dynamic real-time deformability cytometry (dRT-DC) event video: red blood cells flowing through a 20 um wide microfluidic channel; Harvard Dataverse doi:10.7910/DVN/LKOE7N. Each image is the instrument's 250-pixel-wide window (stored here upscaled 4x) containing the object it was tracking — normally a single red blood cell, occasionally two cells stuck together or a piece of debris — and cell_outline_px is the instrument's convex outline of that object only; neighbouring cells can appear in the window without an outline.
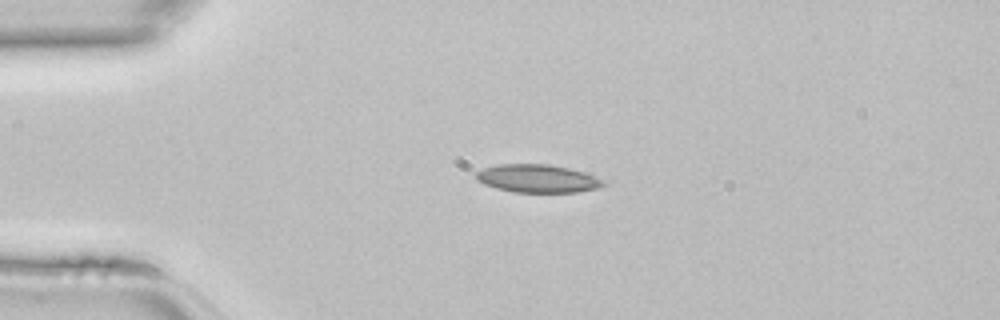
{"species": "common noctule bat (a hibernating species)", "species_latin": "Nyctalus noctula", "temperature_condition": "room temperature", "stored_images_in_passage": 44, "camera_frame_rate_fps": 3000, "um_per_image_px": 0.085, "animal": {"sex": "female", "body_mass_g": 22.7, "forearm_length_mm": 54.2}, "frame": {"image": 1, "passage_image": 10, "time_ms": 3.0, "image_size_px": [1000, 320], "cell_outline_px": [[608, 184], [600, 188], [576, 192], [512, 192], [496, 188], [484, 184], [476, 180], [476, 172], [484, 168], [500, 164], [548, 164], [568, 168], [584, 172], [604, 180]], "centroid_in_image_um": [45.71, 15.18], "position_along_channel_um": 39.3, "area_um2": 20.87}}
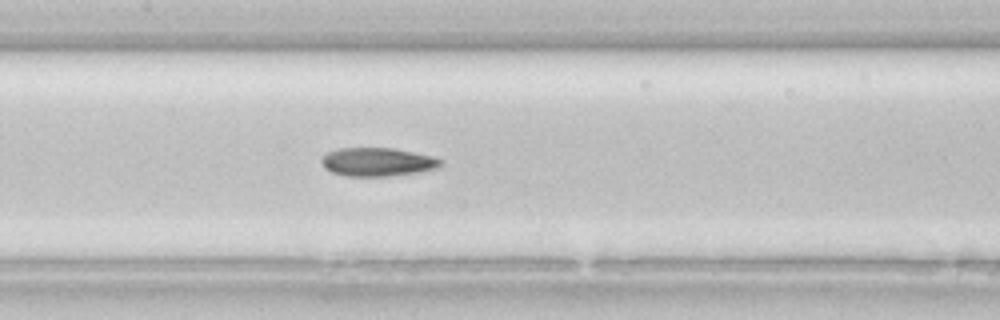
{"frame": {"image": 2, "passage_image": 21, "time_ms": 6.667, "image_size_px": [1000, 320], "cell_outline_px": [[444, 160], [436, 168], [416, 172], [388, 176], [344, 176], [332, 172], [324, 168], [320, 160], [328, 152], [340, 148], [392, 148], [432, 156]], "centroid_in_image_um": [32.05, 13.77], "position_along_channel_um": 175.4, "area_um2": 19.59}}
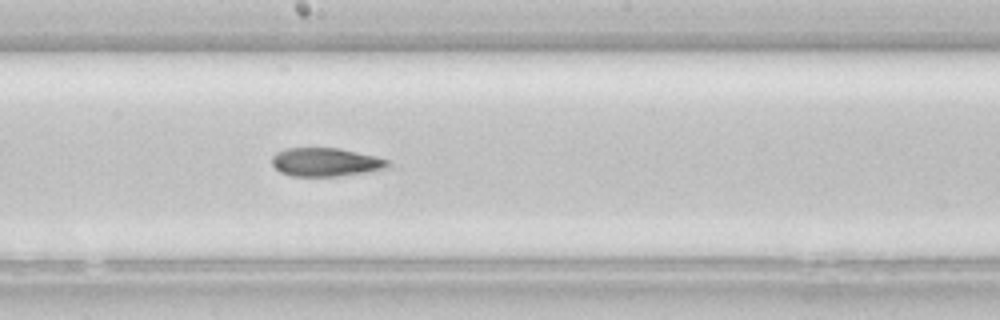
{"frame": {"image": 3, "passage_image": 24, "time_ms": 7.667, "image_size_px": [1000, 320], "cell_outline_px": [[388, 164], [384, 168], [368, 172], [340, 176], [292, 176], [280, 172], [272, 164], [272, 156], [276, 152], [284, 148], [340, 148], [388, 160]], "centroid_in_image_um": [27.61, 13.78], "position_along_channel_um": 220.6, "area_um2": 19.07}}